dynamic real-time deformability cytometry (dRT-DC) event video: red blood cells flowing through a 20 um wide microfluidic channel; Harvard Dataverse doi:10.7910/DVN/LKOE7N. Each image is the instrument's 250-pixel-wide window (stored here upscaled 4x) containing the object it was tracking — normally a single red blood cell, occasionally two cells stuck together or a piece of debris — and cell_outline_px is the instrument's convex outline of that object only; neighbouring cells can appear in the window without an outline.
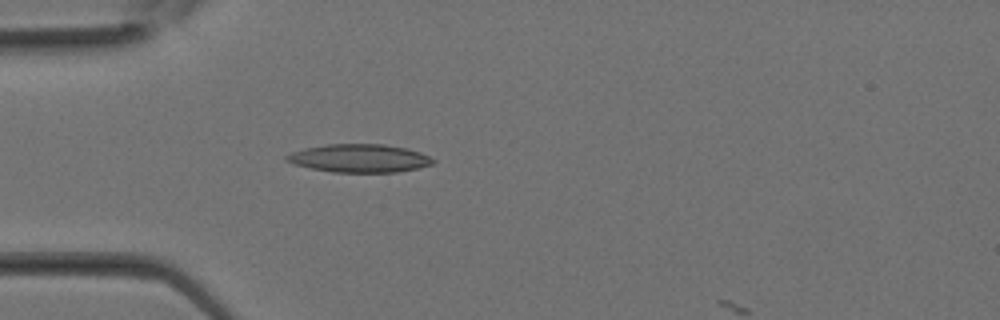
{"species": "Egyptian fruit bat (a non-hibernating species)", "species_latin": "Rousettus aegyptiacus", "temperature_condition": "room temperature", "stored_images_in_passage": 4, "camera_frame_rate_fps": 3000, "um_per_image_px": 0.085, "animal": {"sex": "female"}, "frame": {"image": 1, "passage_image": 3, "time_ms": 0.667, "image_size_px": [1000, 320], "cell_outline_px": [[436, 160], [432, 164], [416, 168], [396, 172], [332, 172], [292, 164], [284, 160], [284, 156], [292, 152], [304, 148], [328, 144], [384, 144], [408, 148], [420, 152]], "centroid_in_image_um": [30.52, 13.44], "position_along_channel_um": 54.5, "area_um2": 24.04}}